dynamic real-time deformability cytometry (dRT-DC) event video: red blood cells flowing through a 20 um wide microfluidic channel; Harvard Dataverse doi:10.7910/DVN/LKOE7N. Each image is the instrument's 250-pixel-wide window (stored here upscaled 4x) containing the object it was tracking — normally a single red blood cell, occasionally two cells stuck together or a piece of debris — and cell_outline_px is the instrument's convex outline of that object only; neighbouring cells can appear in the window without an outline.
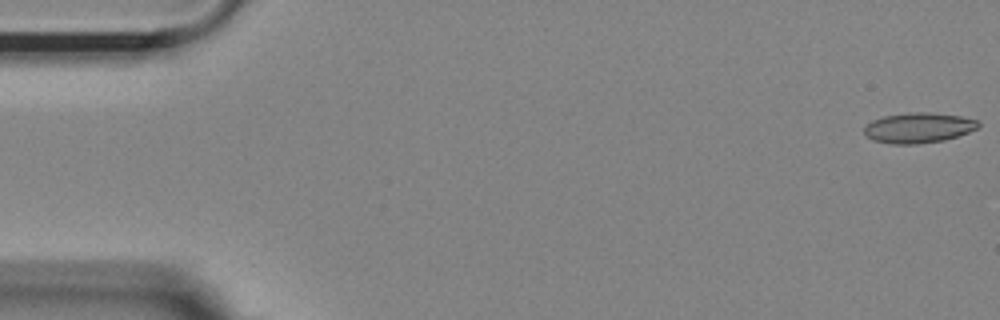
{"species": "Egyptian fruit bat (a non-hibernating species)", "species_latin": "Rousettus aegyptiacus", "temperature_condition": "room temperature", "stored_images_in_passage": 9, "camera_frame_rate_fps": 3000, "um_per_image_px": 0.085, "animal": {"sex": "female"}, "frame": {"image": 1, "passage_image": 1, "time_ms": 0.0, "image_size_px": [1000, 320], "cell_outline_px": [[980, 124], [976, 128], [968, 132], [944, 140], [916, 144], [892, 144], [872, 140], [864, 136], [864, 124], [872, 120], [884, 116], [908, 112], [928, 112], [960, 116], [980, 120]], "centroid_in_image_um": [78.02, 10.86], "position_along_channel_um": 7.0, "area_um2": 20.29}}